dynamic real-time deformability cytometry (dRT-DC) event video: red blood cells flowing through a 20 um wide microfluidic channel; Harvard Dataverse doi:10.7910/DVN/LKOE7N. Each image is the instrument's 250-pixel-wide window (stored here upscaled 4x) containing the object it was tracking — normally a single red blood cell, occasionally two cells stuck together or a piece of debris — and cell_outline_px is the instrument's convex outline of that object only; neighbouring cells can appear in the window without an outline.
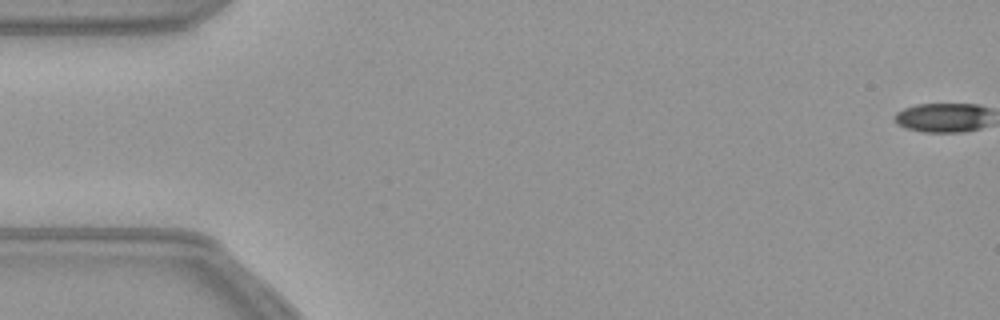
{"species": "common noctule bat (a hibernating species)", "species_latin": "Nyctalus noctula", "temperature_condition": "warm", "stored_images_in_passage": 56, "camera_frame_rate_fps": 3000, "um_per_image_px": 0.085, "animal": {"sex": "female", "body_mass_g": 21.9}, "frame": {"image": 1, "passage_image": 1, "time_ms": 0.0, "image_size_px": [1000, 320], "cell_outline_px": [[984, 112], [980, 124], [976, 128], [912, 128], [896, 120], [896, 116], [900, 112], [908, 108], [924, 104], [972, 104], [984, 108]], "centroid_in_image_um": [80.07, 9.88], "position_along_channel_um": 4.9, "area_um2": 13.41}}
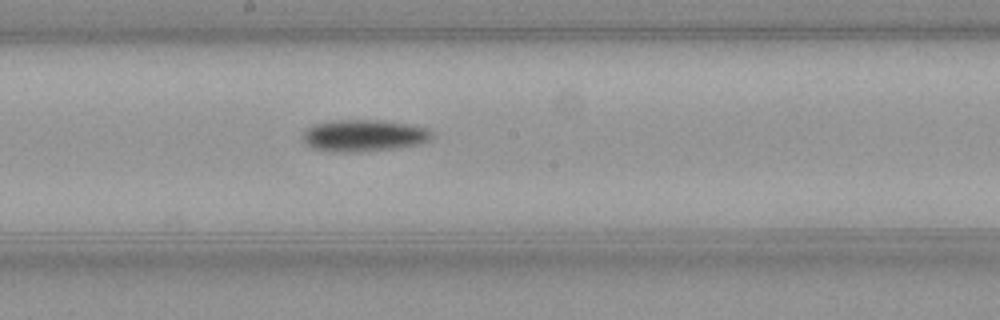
{"frame": {"image": 2, "passage_image": 30, "time_ms": 9.667, "image_size_px": [1000, 320], "cell_outline_px": [[420, 136], [412, 140], [388, 144], [316, 144], [308, 136], [316, 128], [328, 124], [380, 124], [408, 128], [420, 132]], "centroid_in_image_um": [30.77, 11.42], "position_along_channel_um": 217.4, "area_um2": 13.7}}
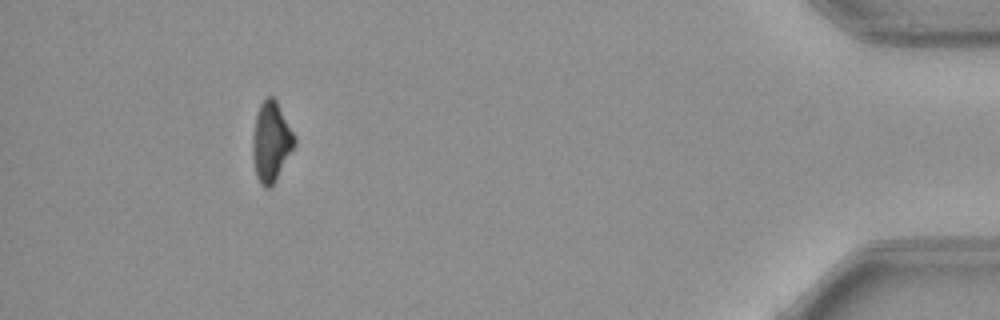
{"frame": {"image": 3, "passage_image": 51, "time_ms": 16.667, "image_size_px": [1000, 320], "cell_outline_px": [[292, 148], [272, 184], [264, 184], [260, 180], [256, 172], [256, 124], [260, 108], [264, 100], [272, 100], [276, 104], [292, 136]], "centroid_in_image_um": [23.06, 12.08], "position_along_channel_um": 412.1, "area_um2": 16.01}}